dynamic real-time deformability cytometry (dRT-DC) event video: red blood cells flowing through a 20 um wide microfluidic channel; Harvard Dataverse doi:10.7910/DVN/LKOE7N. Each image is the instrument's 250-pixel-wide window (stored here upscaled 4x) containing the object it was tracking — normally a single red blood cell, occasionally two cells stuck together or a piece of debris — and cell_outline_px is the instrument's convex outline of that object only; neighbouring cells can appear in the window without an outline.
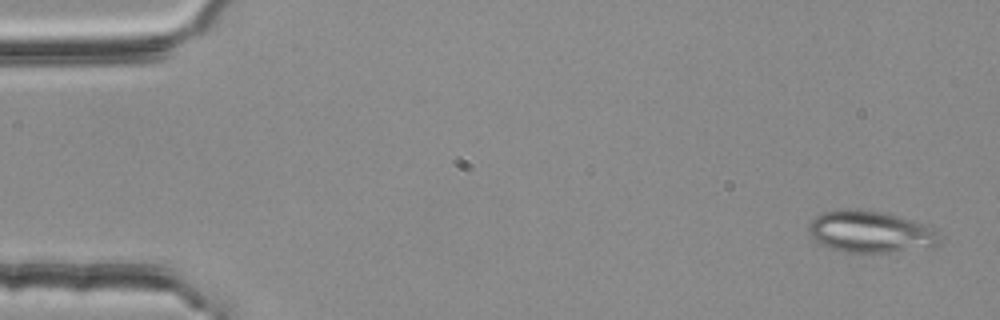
{"species": "common noctule bat (a hibernating species)", "species_latin": "Nyctalus noctula", "temperature_condition": "room temperature", "stored_images_in_passage": 5, "camera_frame_rate_fps": 3000, "um_per_image_px": 0.085, "animal": {"sex": "female", "body_mass_g": 25.1}, "frame": {"image": 1, "passage_image": 1, "time_ms": 0.0, "image_size_px": [1000, 320], "cell_outline_px": [[940, 244], [932, 248], [888, 252], [844, 252], [832, 248], [812, 240], [808, 232], [808, 224], [816, 216], [824, 212], [836, 208], [860, 208], [888, 212], [924, 224], [936, 232], [940, 240]], "centroid_in_image_um": [73.96, 19.68], "position_along_channel_um": 11.0, "area_um2": 32.43}}